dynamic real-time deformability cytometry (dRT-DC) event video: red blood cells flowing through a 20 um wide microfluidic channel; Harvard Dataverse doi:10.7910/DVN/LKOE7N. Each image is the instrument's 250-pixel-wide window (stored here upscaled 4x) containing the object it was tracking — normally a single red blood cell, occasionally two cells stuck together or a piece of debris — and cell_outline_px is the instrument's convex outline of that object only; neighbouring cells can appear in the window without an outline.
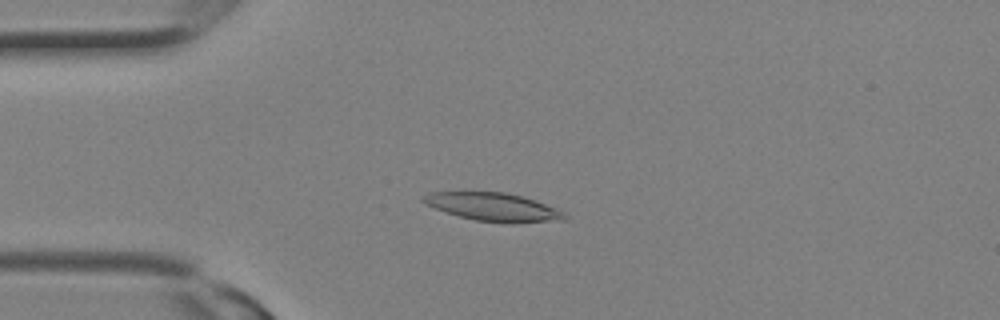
{"species": "Egyptian fruit bat (a non-hibernating species)", "species_latin": "Rousettus aegyptiacus", "temperature_condition": "room temperature", "stored_images_in_passage": 12, "camera_frame_rate_fps": 3000, "um_per_image_px": 0.085, "animal": {"sex": "female"}, "frame": {"image": 1, "passage_image": 7, "time_ms": 2.0, "image_size_px": [1000, 320], "cell_outline_px": [[568, 216], [564, 220], [516, 224], [512, 224], [476, 220], [460, 216], [436, 208], [420, 200], [420, 196], [428, 192], [504, 192], [524, 196], [536, 200], [556, 208], [564, 212]], "centroid_in_image_um": [41.99, 17.6], "position_along_channel_um": 43.0, "area_um2": 23.41}}
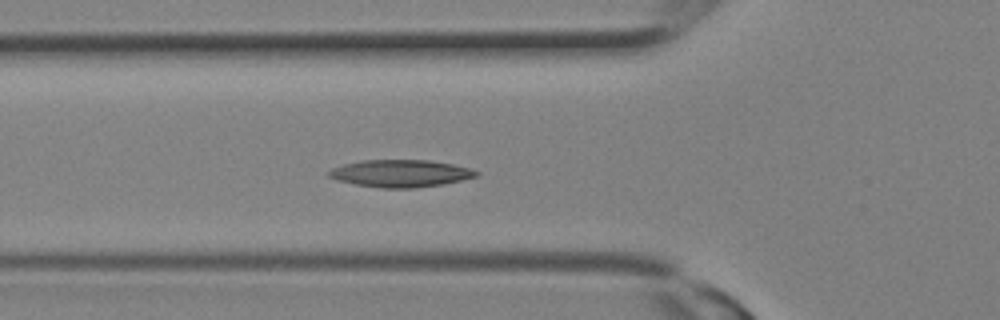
{"frame": {"image": 2, "passage_image": 10, "time_ms": 3.0, "image_size_px": [1000, 320], "cell_outline_px": [[480, 172], [476, 176], [444, 184], [416, 188], [380, 188], [356, 184], [336, 180], [328, 176], [324, 172], [332, 168], [344, 164], [360, 160], [428, 160], [452, 164], [468, 168]], "centroid_in_image_um": [33.98, 14.74], "position_along_channel_um": 91.8, "area_um2": 23.47}}
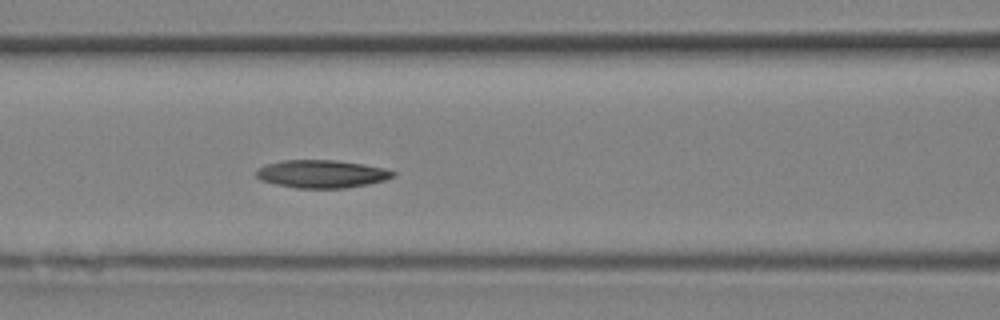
{"frame": {"image": 3, "passage_image": 12, "time_ms": 3.667, "image_size_px": [1000, 320], "cell_outline_px": [[396, 172], [392, 176], [384, 180], [368, 184], [344, 188], [296, 188], [276, 184], [260, 180], [256, 176], [256, 168], [264, 164], [284, 160], [336, 160], [364, 164], [384, 168]], "centroid_in_image_um": [27.3, 14.77], "position_along_channel_um": 139.3, "area_um2": 22.25}}